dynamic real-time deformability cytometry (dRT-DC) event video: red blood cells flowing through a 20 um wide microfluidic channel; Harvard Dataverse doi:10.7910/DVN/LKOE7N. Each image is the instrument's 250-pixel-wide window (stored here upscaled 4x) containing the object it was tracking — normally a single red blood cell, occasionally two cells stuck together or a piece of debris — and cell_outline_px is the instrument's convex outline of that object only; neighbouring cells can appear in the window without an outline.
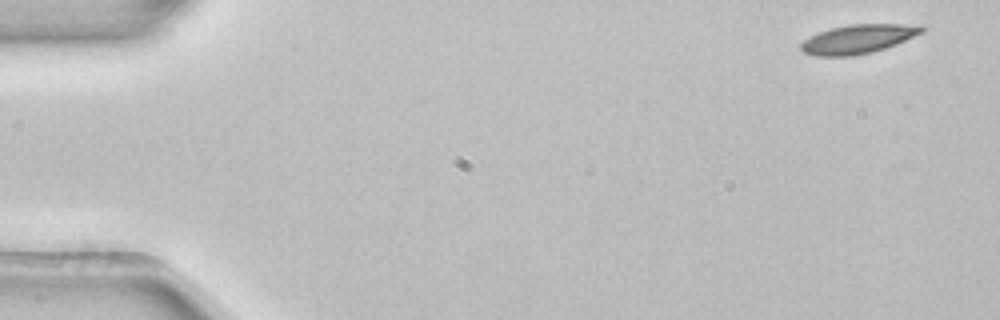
{"species": "common noctule bat (a hibernating species)", "species_latin": "Nyctalus noctula", "temperature_condition": "room temperature", "stored_images_in_passage": 3, "camera_frame_rate_fps": 3000, "um_per_image_px": 0.085, "animal": {"sex": "female", "body_mass_g": 22.7, "forearm_length_mm": 54.2}, "frame": {"image": 1, "passage_image": 1, "time_ms": 0.0, "image_size_px": [1000, 320], "cell_outline_px": [[924, 32], [896, 44], [872, 52], [852, 56], [816, 56], [804, 52], [800, 48], [800, 44], [804, 40], [820, 32], [832, 28], [848, 24], [924, 24]], "centroid_in_image_um": [72.98, 3.31], "position_along_channel_um": 12.0, "area_um2": 20.35}}
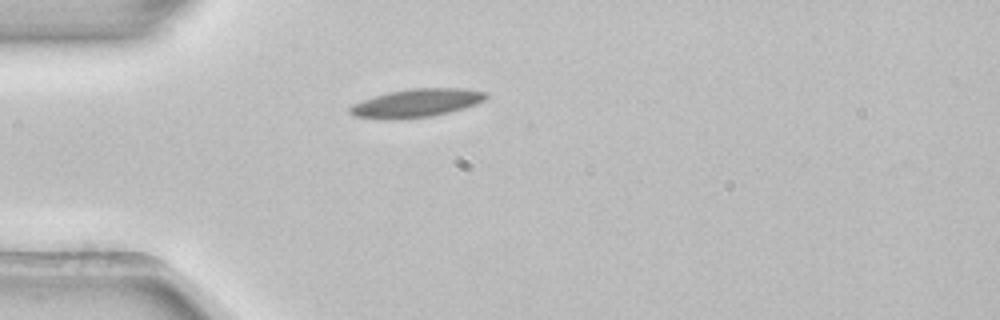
{"frame": {"image": 2, "passage_image": 3, "time_ms": 0.667, "image_size_px": [1000, 320], "cell_outline_px": [[488, 96], [484, 100], [464, 108], [432, 116], [392, 120], [384, 120], [356, 116], [348, 112], [348, 108], [352, 104], [388, 92], [412, 88], [464, 88], [488, 92]], "centroid_in_image_um": [35.4, 8.76], "position_along_channel_um": 49.6, "area_um2": 22.43}}